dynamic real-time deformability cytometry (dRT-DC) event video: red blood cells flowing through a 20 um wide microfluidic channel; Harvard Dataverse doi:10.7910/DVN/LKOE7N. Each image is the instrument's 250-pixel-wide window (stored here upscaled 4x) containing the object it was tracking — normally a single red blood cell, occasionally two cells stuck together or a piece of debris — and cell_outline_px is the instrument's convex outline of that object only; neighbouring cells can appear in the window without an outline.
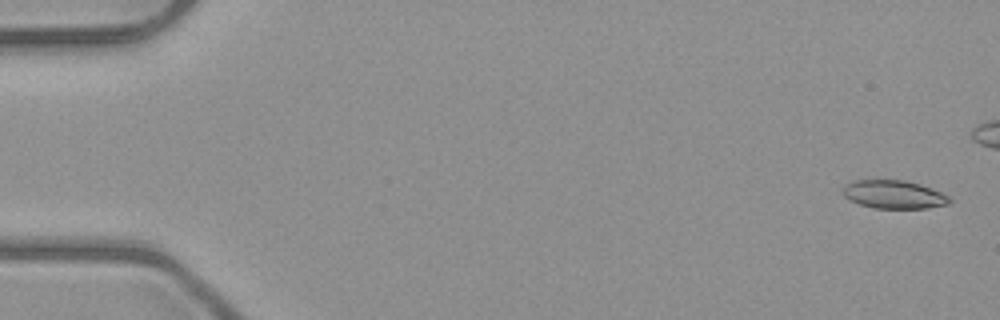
{"species": "common noctule bat (a hibernating species)", "species_latin": "Nyctalus noctula", "temperature_condition": "room temperature", "stored_images_in_passage": 7, "camera_frame_rate_fps": 3000, "um_per_image_px": 0.085, "animal": {"sex": "male", "body_mass_g": 23.1, "forearm_length_mm": 52.7}, "frame": {"image": 1, "passage_image": 1, "time_ms": 0.0, "image_size_px": [1000, 320], "cell_outline_px": [[952, 200], [948, 204], [928, 208], [872, 208], [848, 200], [844, 196], [844, 188], [852, 180], [904, 180], [920, 184], [932, 188], [948, 196]], "centroid_in_image_um": [75.99, 16.53], "position_along_channel_um": 9.0, "area_um2": 17.51}}
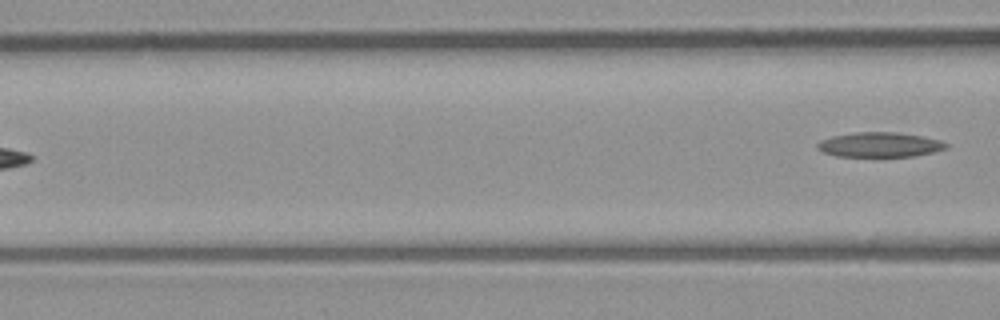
{"frame": {"image": 2, "passage_image": 7, "time_ms": 7.667, "image_size_px": [1000, 320], "cell_outline_px": [[948, 148], [932, 152], [912, 156], [836, 156], [824, 152], [816, 148], [816, 144], [820, 140], [832, 136], [856, 132], [896, 132], [924, 136], [940, 140], [948, 144]], "centroid_in_image_um": [74.77, 12.29], "position_along_channel_um": 91.8, "area_um2": 18.55}}